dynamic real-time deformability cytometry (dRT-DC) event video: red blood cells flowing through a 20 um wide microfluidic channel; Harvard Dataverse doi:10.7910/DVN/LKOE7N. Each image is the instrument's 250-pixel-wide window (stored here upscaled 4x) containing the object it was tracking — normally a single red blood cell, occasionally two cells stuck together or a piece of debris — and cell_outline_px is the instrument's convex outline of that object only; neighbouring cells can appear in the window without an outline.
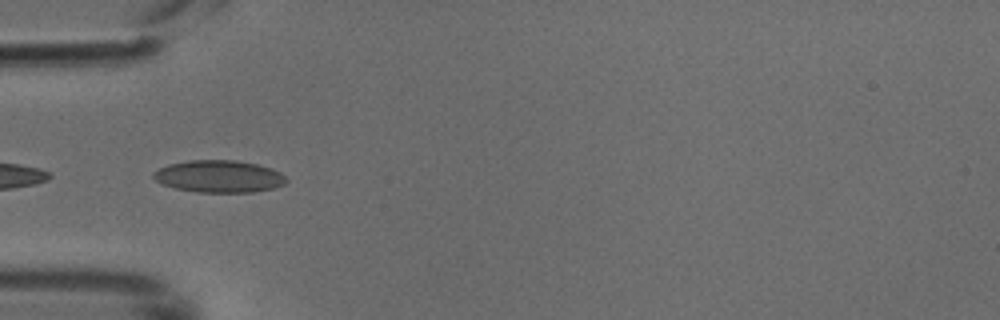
{"species": "common noctule bat (a hibernating species)", "species_latin": "Nyctalus noctula", "temperature_condition": "cold", "stored_images_in_passage": 8, "camera_frame_rate_fps": 3000, "um_per_image_px": 0.085, "animal": {"sex": "male", "body_mass_g": 18.8}, "frame": {"image": 1, "passage_image": 2, "time_ms": 0.333, "image_size_px": [1000, 320], "cell_outline_px": [[288, 180], [284, 184], [272, 188], [252, 192], [196, 192], [176, 188], [160, 184], [152, 176], [152, 172], [168, 164], [188, 160], [236, 160], [256, 164], [272, 168], [280, 172]], "centroid_in_image_um": [18.59, 14.99], "position_along_channel_um": 66.4, "area_um2": 24.97}}
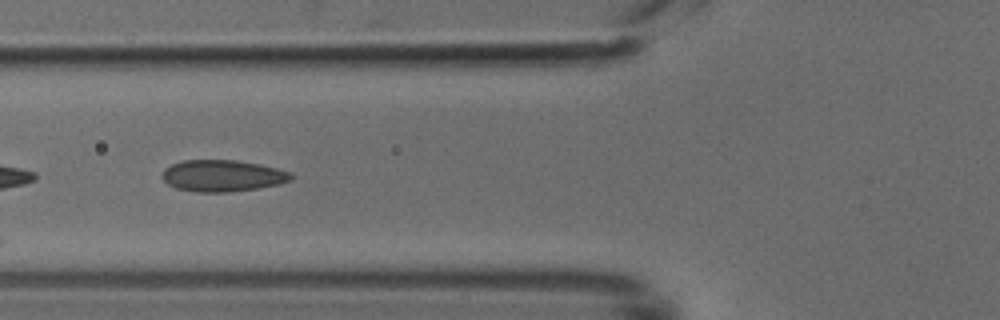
{"frame": {"image": 2, "passage_image": 5, "time_ms": 1.333, "image_size_px": [1000, 320], "cell_outline_px": [[292, 180], [280, 184], [256, 188], [228, 192], [196, 192], [176, 188], [168, 184], [160, 176], [164, 168], [172, 164], [184, 160], [236, 160], [260, 164], [292, 172]], "centroid_in_image_um": [18.9, 14.93], "position_along_channel_um": 106.9, "area_um2": 23.81}}